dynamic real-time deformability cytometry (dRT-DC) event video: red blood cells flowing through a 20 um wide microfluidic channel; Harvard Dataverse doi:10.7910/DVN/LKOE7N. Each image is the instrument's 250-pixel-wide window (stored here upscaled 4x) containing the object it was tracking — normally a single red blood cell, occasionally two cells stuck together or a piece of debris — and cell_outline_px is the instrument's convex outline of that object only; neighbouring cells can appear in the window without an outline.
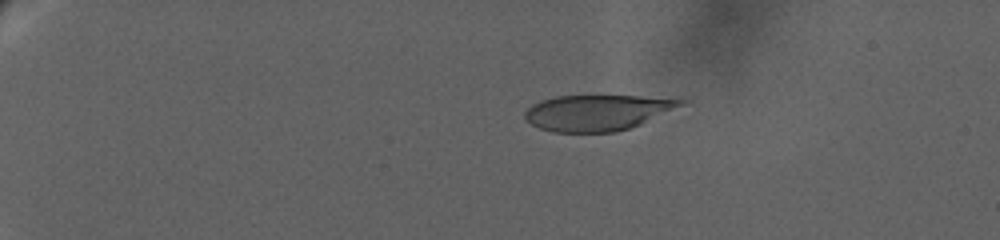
{"species": "human", "species_latin": "Homo sapiens", "temperature_condition": "warm", "stored_images_in_passage": 30, "camera_frame_rate_fps": 3000, "um_per_image_px": 0.085, "donor": {"sex": "female"}, "frame": {"image": 1, "passage_image": 2, "time_ms": 0.333, "image_size_px": [1000, 240], "cell_outline_px": [[688, 100], [684, 104], [640, 124], [628, 128], [612, 132], [552, 132], [540, 128], [524, 120], [524, 112], [532, 104], [540, 100], [556, 96], [680, 96]], "centroid_in_image_um": [50.82, 9.54], "position_along_channel_um": 34.2, "area_um2": 32.83}}